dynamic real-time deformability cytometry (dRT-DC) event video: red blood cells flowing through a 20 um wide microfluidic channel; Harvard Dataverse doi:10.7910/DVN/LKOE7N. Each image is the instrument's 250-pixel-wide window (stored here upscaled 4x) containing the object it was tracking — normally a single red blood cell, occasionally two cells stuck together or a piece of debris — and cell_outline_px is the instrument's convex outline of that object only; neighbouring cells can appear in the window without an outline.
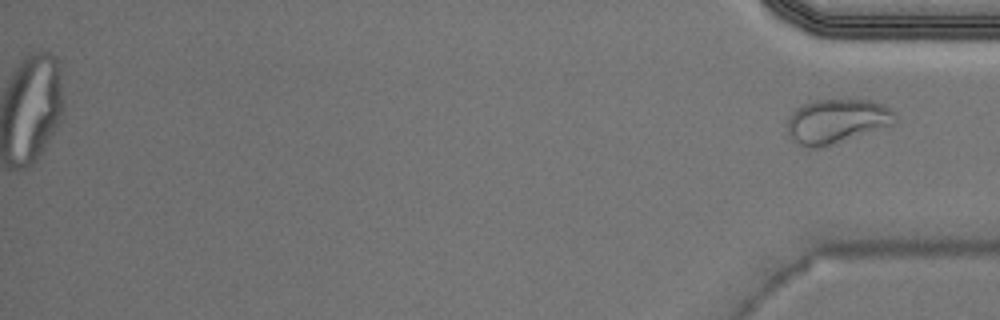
{"species": "Egyptian fruit bat (a non-hibernating species)", "species_latin": "Rousettus aegyptiacus", "temperature_condition": "warm", "stored_images_in_passage": 52, "segment_of_instrument_passage": [2, 2], "camera_frame_rate_fps": 3000, "um_per_image_px": 0.085, "animal": {"sex": "male"}, "frame": {"image": 1, "passage_image": 52, "time_ms": 17.0, "image_size_px": [1000, 320], "cell_outline_px": [[896, 124], [828, 148], [800, 148], [788, 136], [788, 116], [796, 108], [804, 104], [816, 100], [868, 100], [884, 104], [896, 112]], "centroid_in_image_um": [71.14, 10.36], "position_along_channel_um": 364.1, "area_um2": 28.9}}